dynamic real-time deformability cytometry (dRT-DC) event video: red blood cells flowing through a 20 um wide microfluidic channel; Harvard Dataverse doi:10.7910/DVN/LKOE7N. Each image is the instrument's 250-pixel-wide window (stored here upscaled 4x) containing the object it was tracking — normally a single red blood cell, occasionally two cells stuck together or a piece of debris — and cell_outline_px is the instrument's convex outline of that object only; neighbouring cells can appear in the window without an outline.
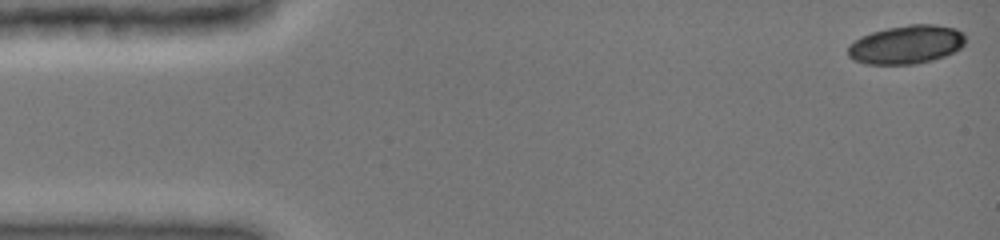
{"species": "common noctule bat (a hibernating species)", "species_latin": "Nyctalus noctula", "temperature_condition": "cold", "stored_images_in_passage": 47, "camera_frame_rate_fps": 3000, "um_per_image_px": 0.085, "animal": {"sex": "female", "body_mass_g": 19.0, "forearm_length_mm": 51.5}, "frame": {"image": 1, "passage_image": 1, "time_ms": 0.0, "image_size_px": [1000, 240], "cell_outline_px": [[964, 44], [960, 48], [944, 56], [932, 60], [916, 64], [864, 64], [852, 60], [848, 56], [848, 48], [860, 36], [872, 32], [888, 28], [908, 24], [936, 24], [956, 28], [964, 32]], "centroid_in_image_um": [77.04, 3.78], "position_along_channel_um": 8.0, "area_um2": 26.47}}
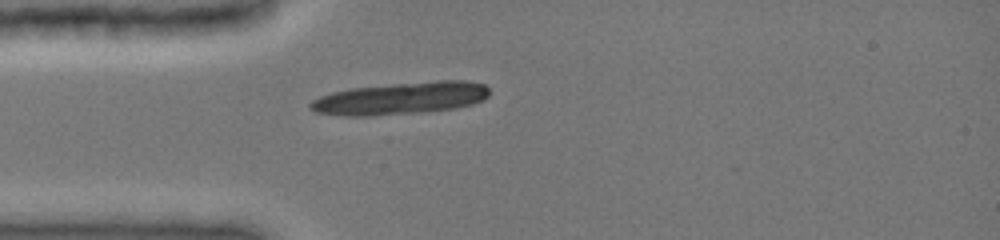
{"frame": {"image": 2, "passage_image": 13, "time_ms": 4.0, "image_size_px": [1000, 240], "cell_outline_px": [[488, 96], [484, 100], [472, 104], [456, 108], [420, 112], [372, 116], [344, 116], [316, 112], [308, 108], [308, 104], [312, 100], [320, 96], [332, 92], [352, 88], [436, 80], [468, 80], [484, 84], [488, 88]], "centroid_in_image_um": [34.06, 8.35], "position_along_channel_um": 50.9, "area_um2": 33.76}}
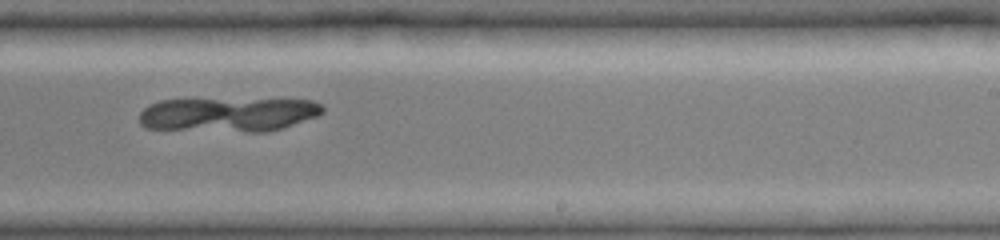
{"frame": {"image": 3, "passage_image": 30, "time_ms": 9.667, "image_size_px": [1000, 240], "cell_outline_px": [[324, 112], [316, 116], [284, 128], [268, 132], [244, 132], [144, 128], [140, 124], [140, 112], [148, 104], [160, 100], [312, 100], [320, 104], [324, 108]], "centroid_in_image_um": [19.39, 9.75], "position_along_channel_um": 269.6, "area_um2": 36.41}}